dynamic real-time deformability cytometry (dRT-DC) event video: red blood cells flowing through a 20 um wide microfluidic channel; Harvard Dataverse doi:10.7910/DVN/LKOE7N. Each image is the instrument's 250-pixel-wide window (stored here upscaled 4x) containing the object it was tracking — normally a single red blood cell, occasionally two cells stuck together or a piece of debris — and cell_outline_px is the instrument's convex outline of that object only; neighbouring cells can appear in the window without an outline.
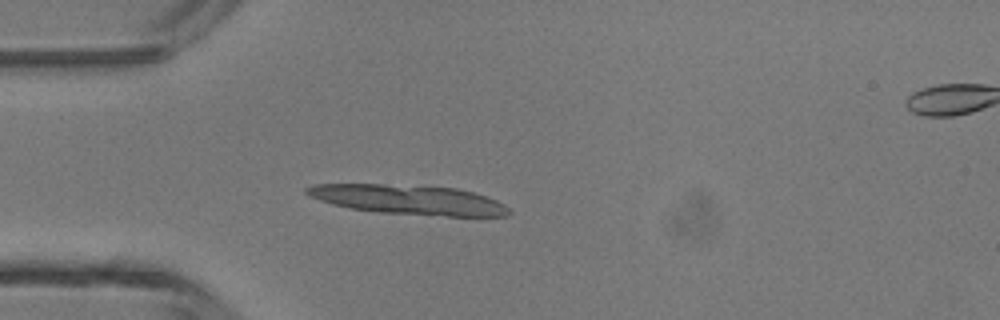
{"species": "common noctule bat (a hibernating species)", "species_latin": "Nyctalus noctula", "temperature_condition": "room temperature", "stored_images_in_passage": 35, "camera_frame_rate_fps": 3000, "um_per_image_px": 0.085, "animal": {"sex": "male", "body_mass_g": 13.3}, "frame": {"image": 1, "passage_image": 1, "time_ms": 0.0, "image_size_px": [1000, 320], "cell_outline_px": [[512, 212], [508, 216], [448, 216], [376, 212], [352, 208], [332, 204], [308, 196], [304, 192], [304, 188], [312, 184], [380, 184], [456, 188], [472, 192], [496, 200], [504, 204]], "centroid_in_image_um": [34.7, 16.97], "position_along_channel_um": 50.3, "area_um2": 34.68}, "authors_computed_cell_mechanics": {"area_um2": 17.8024, "velocity_mm_per_s": 4.3899, "shape_relaxation_time_tau1_ms": null, "shape_relaxation_time_tau2_ms": 2.8949, "deformation_change_tau1": null, "deformation_change_tau2": 0.068}}